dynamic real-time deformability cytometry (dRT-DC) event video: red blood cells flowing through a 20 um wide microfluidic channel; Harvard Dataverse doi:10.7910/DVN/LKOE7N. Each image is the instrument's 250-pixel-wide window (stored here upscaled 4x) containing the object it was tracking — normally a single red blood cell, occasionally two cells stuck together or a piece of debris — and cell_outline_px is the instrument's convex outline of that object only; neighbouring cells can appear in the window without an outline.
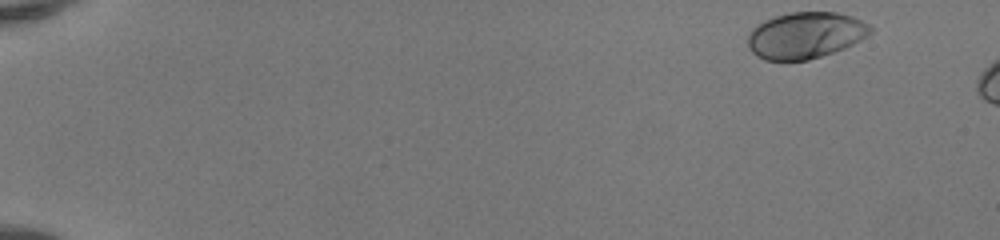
{"species": "human", "species_latin": "Homo sapiens", "temperature_condition": "room temperature", "stored_images_in_passage": 11, "camera_frame_rate_fps": 3000, "um_per_image_px": 0.085, "donor": {"sex": "female"}, "frame": {"image": 1, "passage_image": 1, "time_ms": 0.0, "image_size_px": [1000, 240], "cell_outline_px": [[872, 32], [868, 36], [844, 48], [808, 60], [764, 60], [756, 56], [748, 48], [748, 36], [752, 28], [764, 20], [776, 16], [792, 12], [836, 12], [852, 16], [868, 24], [872, 28]], "centroid_in_image_um": [68.45, 3.0], "position_along_channel_um": 16.6, "area_um2": 33.06}}